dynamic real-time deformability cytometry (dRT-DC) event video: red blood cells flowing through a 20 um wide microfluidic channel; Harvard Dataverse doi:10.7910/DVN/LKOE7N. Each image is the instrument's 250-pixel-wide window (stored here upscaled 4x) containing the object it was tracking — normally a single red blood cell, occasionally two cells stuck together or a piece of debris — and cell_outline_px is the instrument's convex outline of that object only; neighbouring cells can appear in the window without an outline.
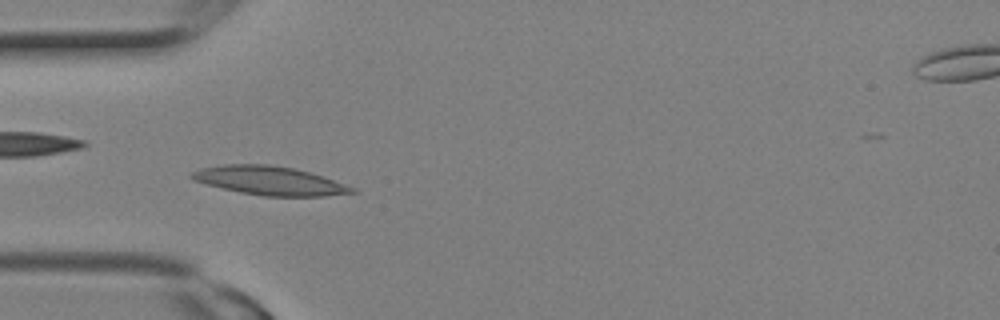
{"species": "Egyptian fruit bat (a non-hibernating species)", "species_latin": "Rousettus aegyptiacus", "temperature_condition": "room temperature", "stored_images_in_passage": 10, "camera_frame_rate_fps": 3000, "um_per_image_px": 0.085, "animal": {"sex": "female"}, "frame": {"image": 1, "passage_image": 7, "time_ms": 2.0, "image_size_px": [1000, 320], "cell_outline_px": [[360, 192], [324, 196], [264, 196], [240, 192], [192, 180], [188, 176], [192, 172], [200, 168], [224, 164], [268, 164], [292, 168], [324, 176], [356, 188]], "centroid_in_image_um": [22.94, 15.35], "position_along_channel_um": 62.1, "area_um2": 26.82}}
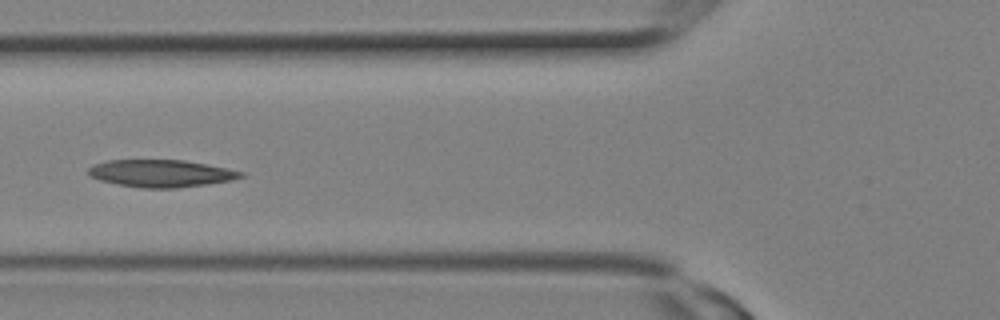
{"frame": {"image": 2, "passage_image": 9, "time_ms": 2.667, "image_size_px": [1000, 320], "cell_outline_px": [[244, 176], [228, 180], [204, 184], [176, 188], [140, 188], [116, 184], [100, 180], [88, 176], [88, 168], [92, 164], [108, 160], [184, 160], [244, 172]], "centroid_in_image_um": [13.58, 14.73], "position_along_channel_um": 112.2, "area_um2": 24.04}}